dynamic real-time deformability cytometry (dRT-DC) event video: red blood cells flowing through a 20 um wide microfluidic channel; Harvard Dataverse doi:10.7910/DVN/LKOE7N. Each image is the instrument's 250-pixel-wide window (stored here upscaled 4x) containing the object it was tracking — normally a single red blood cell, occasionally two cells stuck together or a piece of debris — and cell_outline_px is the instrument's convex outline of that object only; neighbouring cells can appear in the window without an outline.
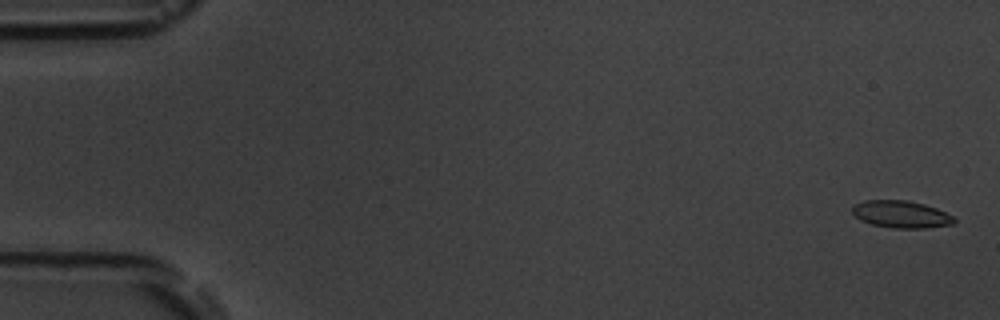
{"species": "common noctule bat (a hibernating species)", "species_latin": "Nyctalus noctula", "temperature_condition": "room temperature", "stored_images_in_passage": 15, "camera_frame_rate_fps": 3000, "um_per_image_px": 0.085, "animal": {"sex": "male", "body_mass_g": 19.5, "forearm_length_mm": 54.6}, "frame": {"image": 1, "passage_image": 1, "time_ms": 0.0, "image_size_px": [1000, 320], "cell_outline_px": [[956, 220], [952, 224], [928, 228], [892, 228], [872, 224], [860, 220], [852, 212], [852, 204], [864, 200], [908, 200], [924, 204], [936, 208], [956, 216]], "centroid_in_image_um": [76.6, 18.21], "position_along_channel_um": 8.4, "area_um2": 16.36}}
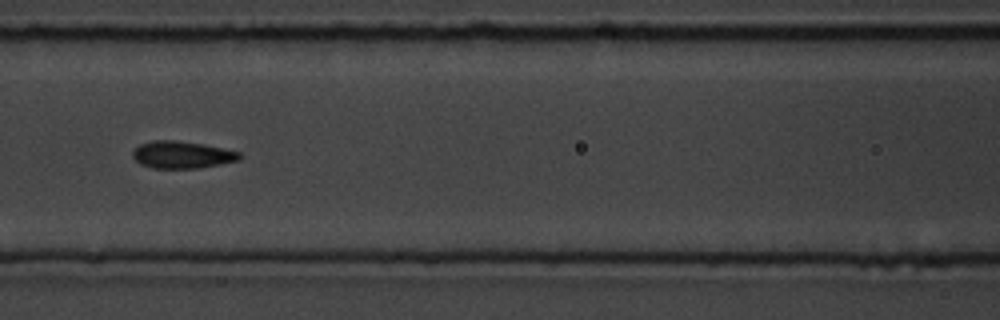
{"frame": {"image": 2, "passage_image": 7, "time_ms": 8.0, "image_size_px": [1000, 320], "cell_outline_px": [[244, 156], [240, 160], [220, 164], [196, 168], [152, 168], [140, 164], [132, 156], [132, 152], [140, 144], [152, 140], [172, 140], [204, 144], [240, 152]], "centroid_in_image_um": [15.48, 13.15], "position_along_channel_um": 151.1, "area_um2": 16.94}}
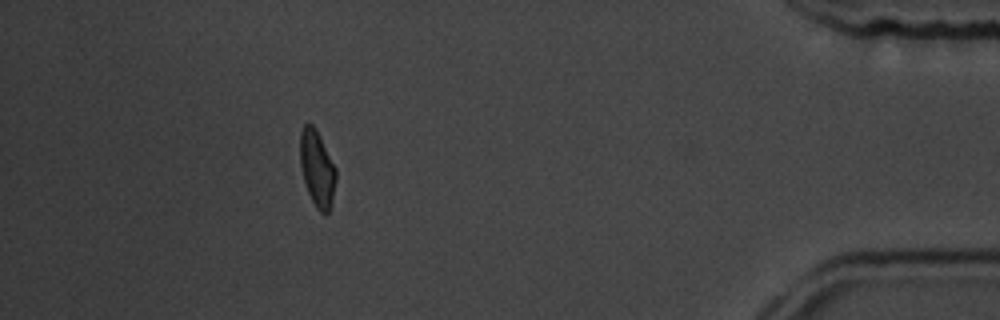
{"frame": {"image": 3, "passage_image": 14, "time_ms": 16.667, "image_size_px": [1000, 320], "cell_outline_px": [[336, 180], [332, 200], [328, 212], [324, 216], [316, 208], [308, 192], [304, 180], [300, 164], [300, 132], [304, 124], [308, 120], [316, 128], [336, 168]], "centroid_in_image_um": [26.95, 14.29], "position_along_channel_um": 408.3, "area_um2": 16.01}, "authors_computed_cell_mechanics": {"area_um2": 16.3574, "velocity_mm_per_s": 3.593, "shape_relaxation_time_tau1_ms": 2.8766, "shape_relaxation_time_tau2_ms": 1.1481, "deformation_change_tau1": 0.1065, "deformation_change_tau2": 0.0484}}